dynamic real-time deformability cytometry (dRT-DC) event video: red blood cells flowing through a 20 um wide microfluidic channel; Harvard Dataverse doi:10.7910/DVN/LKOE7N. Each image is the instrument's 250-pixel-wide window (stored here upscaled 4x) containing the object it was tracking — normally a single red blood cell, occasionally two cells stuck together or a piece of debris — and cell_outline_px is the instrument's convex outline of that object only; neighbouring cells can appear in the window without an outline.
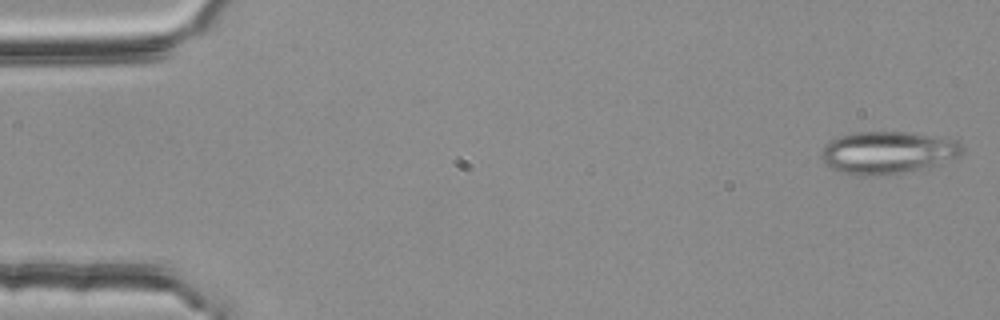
{"species": "common noctule bat (a hibernating species)", "species_latin": "Nyctalus noctula", "temperature_condition": "room temperature", "stored_images_in_passage": 54, "segment_of_instrument_passage": [1, 2], "camera_frame_rate_fps": 3000, "um_per_image_px": 0.085, "animal": {"sex": "female", "body_mass_g": 25.1}, "frame": {"image": 1, "passage_image": 2, "time_ms": 0.333, "image_size_px": [1000, 320], "cell_outline_px": [[960, 152], [956, 156], [936, 164], [904, 172], [880, 176], [860, 176], [840, 172], [824, 164], [824, 144], [828, 140], [836, 136], [852, 132], [908, 132], [940, 136], [956, 140], [960, 144]], "centroid_in_image_um": [75.37, 12.95], "position_along_channel_um": 9.6, "area_um2": 34.56}}